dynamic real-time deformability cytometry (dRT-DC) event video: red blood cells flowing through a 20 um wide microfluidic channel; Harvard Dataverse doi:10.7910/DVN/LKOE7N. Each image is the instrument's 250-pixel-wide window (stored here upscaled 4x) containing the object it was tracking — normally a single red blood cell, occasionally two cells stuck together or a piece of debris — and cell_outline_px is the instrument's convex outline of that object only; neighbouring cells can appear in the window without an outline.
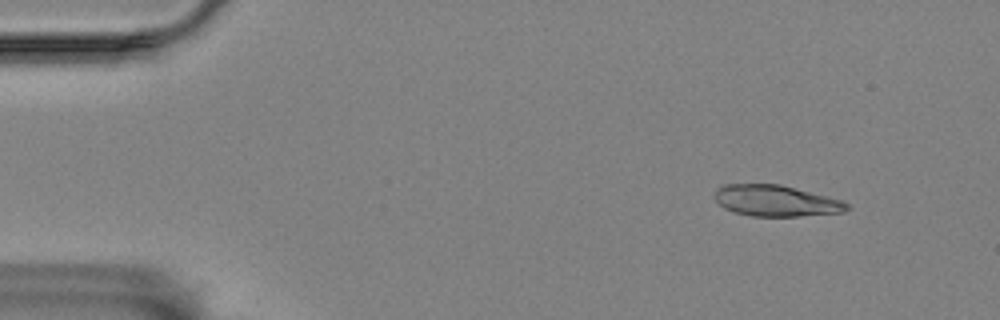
{"species": "Egyptian fruit bat (a non-hibernating species)", "species_latin": "Rousettus aegyptiacus", "temperature_condition": "room temperature", "stored_images_in_passage": 15, "camera_frame_rate_fps": 3000, "um_per_image_px": 0.085, "animal": {"sex": "female"}, "frame": {"image": 1, "passage_image": 5, "time_ms": 1.333, "image_size_px": [1000, 320], "cell_outline_px": [[852, 208], [844, 212], [800, 216], [752, 216], [732, 212], [724, 208], [712, 196], [716, 188], [720, 184], [780, 184], [840, 200], [848, 204]], "centroid_in_image_um": [65.89, 17.06], "position_along_channel_um": 19.1, "area_um2": 24.1}}
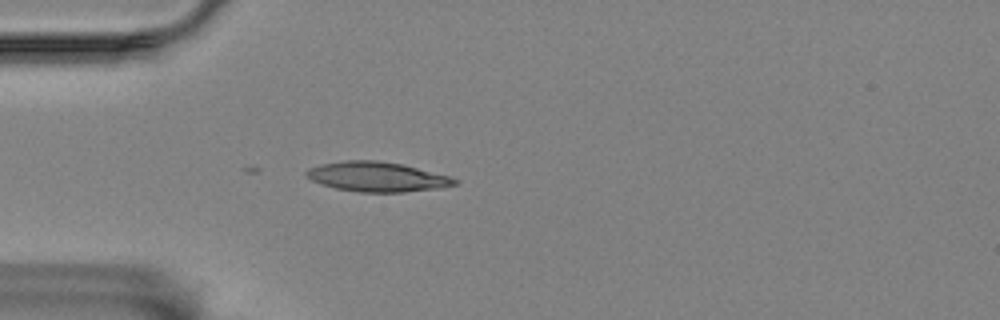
{"frame": {"image": 2, "passage_image": 15, "time_ms": 4.667, "image_size_px": [1000, 320], "cell_outline_px": [[460, 180], [456, 184], [440, 188], [404, 192], [360, 192], [336, 188], [312, 180], [304, 172], [308, 168], [320, 164], [344, 160], [376, 160], [404, 164], [448, 176]], "centroid_in_image_um": [32.06, 15.02], "position_along_channel_um": 52.9, "area_um2": 25.61}}